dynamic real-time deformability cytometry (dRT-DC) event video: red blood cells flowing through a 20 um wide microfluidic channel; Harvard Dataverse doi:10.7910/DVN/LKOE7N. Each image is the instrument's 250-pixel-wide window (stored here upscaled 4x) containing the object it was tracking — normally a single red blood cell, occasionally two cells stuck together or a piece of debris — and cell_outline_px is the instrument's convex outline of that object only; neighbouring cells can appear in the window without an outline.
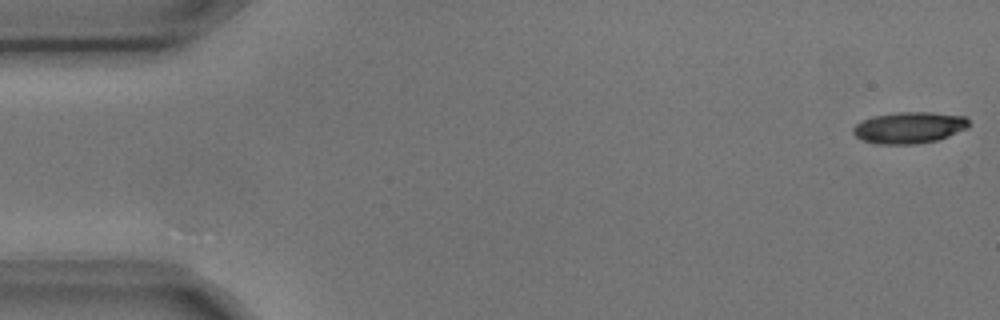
{"species": "common noctule bat (a hibernating species)", "species_latin": "Nyctalus noctula", "temperature_condition": "cold", "stored_images_in_passage": 5, "camera_frame_rate_fps": 3000, "um_per_image_px": 0.085, "animal": {"sex": "male", "body_mass_g": 17.9, "forearm_length_mm": 54.2}, "frame": {"image": 1, "passage_image": 1, "time_ms": 0.0, "image_size_px": [1000, 320], "cell_outline_px": [[968, 128], [948, 136], [936, 140], [916, 144], [876, 144], [864, 140], [856, 136], [852, 132], [852, 128], [860, 120], [872, 116], [896, 112], [932, 112], [964, 116], [968, 120]], "centroid_in_image_um": [77.25, 10.84], "position_along_channel_um": 7.8, "area_um2": 21.27}}
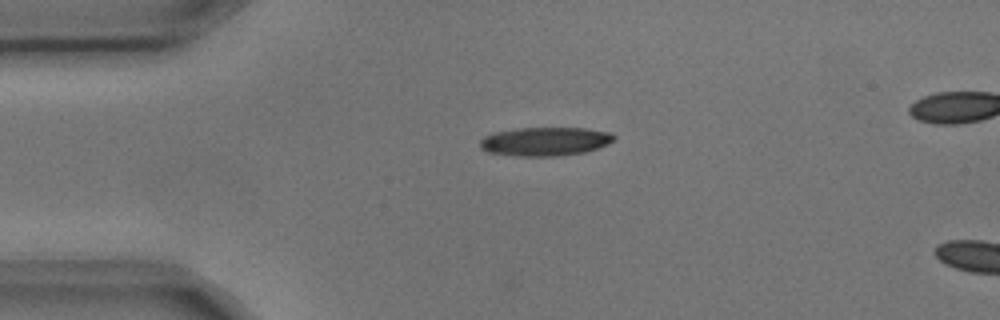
{"frame": {"image": 2, "passage_image": 4, "time_ms": 1.0, "image_size_px": [1000, 320], "cell_outline_px": [[616, 140], [608, 144], [584, 152], [556, 156], [516, 156], [488, 152], [480, 148], [480, 140], [484, 136], [492, 132], [516, 128], [584, 128], [612, 132], [616, 136]], "centroid_in_image_um": [46.33, 12.01], "position_along_channel_um": 38.7, "area_um2": 22.6}}